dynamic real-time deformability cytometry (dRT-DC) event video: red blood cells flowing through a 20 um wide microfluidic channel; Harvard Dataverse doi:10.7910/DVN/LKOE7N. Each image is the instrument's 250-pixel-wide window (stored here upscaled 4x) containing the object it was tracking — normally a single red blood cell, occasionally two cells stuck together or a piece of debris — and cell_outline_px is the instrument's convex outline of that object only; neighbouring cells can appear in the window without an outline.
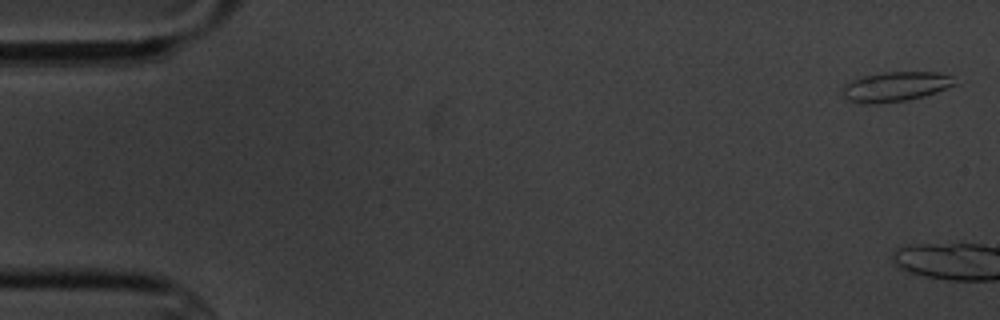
{"species": "common noctule bat (a hibernating species)", "species_latin": "Nyctalus noctula", "temperature_condition": "cold", "stored_images_in_passage": 6, "camera_frame_rate_fps": 3000, "um_per_image_px": 0.085, "animal": {"sex": "male", "body_mass_g": 20.1, "forearm_length_mm": 53.5}, "frame": {"image": 1, "passage_image": 1, "time_ms": 0.0, "image_size_px": [1000, 320], "cell_outline_px": [[960, 84], [924, 96], [908, 100], [872, 104], [860, 104], [848, 100], [840, 92], [840, 88], [844, 84], [852, 80], [864, 76], [884, 72], [936, 72], [952, 76]], "centroid_in_image_um": [76.11, 7.37], "position_along_channel_um": 8.9, "area_um2": 19.77}}